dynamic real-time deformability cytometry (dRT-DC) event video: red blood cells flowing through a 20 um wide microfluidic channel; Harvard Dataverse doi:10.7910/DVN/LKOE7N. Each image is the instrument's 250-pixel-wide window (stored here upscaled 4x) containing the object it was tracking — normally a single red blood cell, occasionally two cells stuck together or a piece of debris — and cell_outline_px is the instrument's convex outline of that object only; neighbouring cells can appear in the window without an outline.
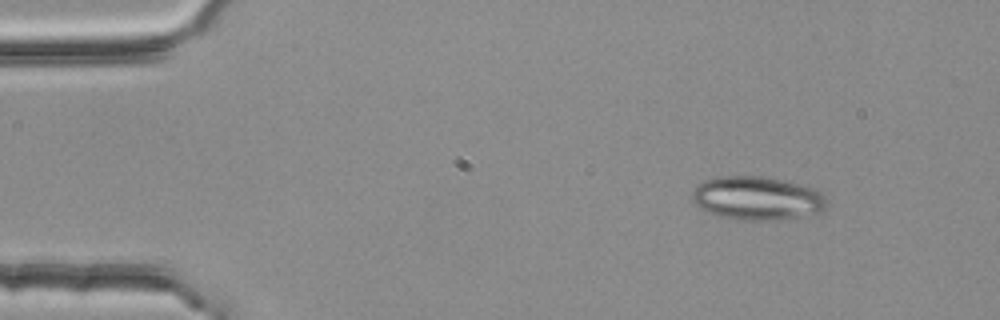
{"species": "common noctule bat (a hibernating species)", "species_latin": "Nyctalus noctula", "temperature_condition": "room temperature", "stored_images_in_passage": 4, "camera_frame_rate_fps": 3000, "um_per_image_px": 0.085, "animal": {"sex": "female", "body_mass_g": 25.1}, "frame": {"image": 1, "passage_image": 1, "time_ms": 0.0, "image_size_px": [1000, 320], "cell_outline_px": [[828, 208], [824, 212], [776, 220], [748, 220], [716, 216], [700, 208], [692, 200], [692, 192], [704, 180], [720, 176], [764, 176], [784, 180], [816, 188], [824, 196], [828, 204]], "centroid_in_image_um": [64.4, 16.85], "position_along_channel_um": 20.6, "area_um2": 34.39}}